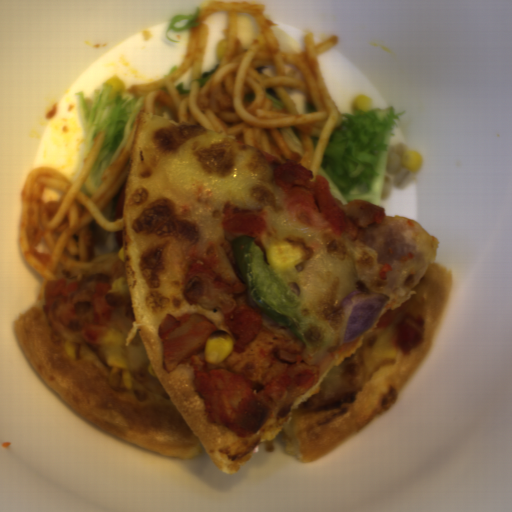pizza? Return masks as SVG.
<instances>
[{"label": "pizza", "instance_id": "obj_1", "mask_svg": "<svg viewBox=\"0 0 512 512\" xmlns=\"http://www.w3.org/2000/svg\"><path fill=\"white\" fill-rule=\"evenodd\" d=\"M123 215L126 261L48 280L14 337L88 423L229 474L281 431L311 464L390 410L452 298L418 222L309 225L260 149L142 109Z\"/></svg>", "mask_w": 512, "mask_h": 512}]
</instances>
